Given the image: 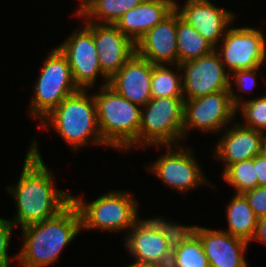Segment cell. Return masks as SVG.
Masks as SVG:
<instances>
[{
	"instance_id": "obj_1",
	"label": "cell",
	"mask_w": 266,
	"mask_h": 267,
	"mask_svg": "<svg viewBox=\"0 0 266 267\" xmlns=\"http://www.w3.org/2000/svg\"><path fill=\"white\" fill-rule=\"evenodd\" d=\"M53 181V173L44 164L34 138L26 153L19 181L7 187L16 201V215L9 219L15 226L20 225L22 229L55 217L72 202V193L56 189Z\"/></svg>"
},
{
	"instance_id": "obj_2",
	"label": "cell",
	"mask_w": 266,
	"mask_h": 267,
	"mask_svg": "<svg viewBox=\"0 0 266 267\" xmlns=\"http://www.w3.org/2000/svg\"><path fill=\"white\" fill-rule=\"evenodd\" d=\"M80 230V215L71 202L55 217L22 228V247L13 258L21 267H47Z\"/></svg>"
},
{
	"instance_id": "obj_3",
	"label": "cell",
	"mask_w": 266,
	"mask_h": 267,
	"mask_svg": "<svg viewBox=\"0 0 266 267\" xmlns=\"http://www.w3.org/2000/svg\"><path fill=\"white\" fill-rule=\"evenodd\" d=\"M88 93V89H79L66 97L40 121L39 129L53 128L74 151L89 143L105 146L98 126L96 102Z\"/></svg>"
},
{
	"instance_id": "obj_4",
	"label": "cell",
	"mask_w": 266,
	"mask_h": 267,
	"mask_svg": "<svg viewBox=\"0 0 266 267\" xmlns=\"http://www.w3.org/2000/svg\"><path fill=\"white\" fill-rule=\"evenodd\" d=\"M94 93L101 137L110 148L128 151L139 146L141 108L118 94L111 86Z\"/></svg>"
},
{
	"instance_id": "obj_5",
	"label": "cell",
	"mask_w": 266,
	"mask_h": 267,
	"mask_svg": "<svg viewBox=\"0 0 266 267\" xmlns=\"http://www.w3.org/2000/svg\"><path fill=\"white\" fill-rule=\"evenodd\" d=\"M134 198L128 192L112 190L90 203L72 195V203L78 209L81 229L117 232L129 231L139 219V202Z\"/></svg>"
},
{
	"instance_id": "obj_6",
	"label": "cell",
	"mask_w": 266,
	"mask_h": 267,
	"mask_svg": "<svg viewBox=\"0 0 266 267\" xmlns=\"http://www.w3.org/2000/svg\"><path fill=\"white\" fill-rule=\"evenodd\" d=\"M184 98H152L141 108L139 148L176 146L183 139Z\"/></svg>"
},
{
	"instance_id": "obj_7",
	"label": "cell",
	"mask_w": 266,
	"mask_h": 267,
	"mask_svg": "<svg viewBox=\"0 0 266 267\" xmlns=\"http://www.w3.org/2000/svg\"><path fill=\"white\" fill-rule=\"evenodd\" d=\"M78 90L66 57L57 47L53 48L44 60L35 82L30 105L31 117L41 121L66 97Z\"/></svg>"
},
{
	"instance_id": "obj_8",
	"label": "cell",
	"mask_w": 266,
	"mask_h": 267,
	"mask_svg": "<svg viewBox=\"0 0 266 267\" xmlns=\"http://www.w3.org/2000/svg\"><path fill=\"white\" fill-rule=\"evenodd\" d=\"M57 48L66 57L73 81L79 89L94 87L98 75L105 80L101 86L109 84V78L100 68L92 22H85L82 28L78 26Z\"/></svg>"
},
{
	"instance_id": "obj_9",
	"label": "cell",
	"mask_w": 266,
	"mask_h": 267,
	"mask_svg": "<svg viewBox=\"0 0 266 267\" xmlns=\"http://www.w3.org/2000/svg\"><path fill=\"white\" fill-rule=\"evenodd\" d=\"M221 41L214 50L228 73L251 70L262 66L266 61V40L261 30L230 27Z\"/></svg>"
},
{
	"instance_id": "obj_10",
	"label": "cell",
	"mask_w": 266,
	"mask_h": 267,
	"mask_svg": "<svg viewBox=\"0 0 266 267\" xmlns=\"http://www.w3.org/2000/svg\"><path fill=\"white\" fill-rule=\"evenodd\" d=\"M237 115L230 90L219 91L206 96L184 100L183 139L188 130L223 133Z\"/></svg>"
},
{
	"instance_id": "obj_11",
	"label": "cell",
	"mask_w": 266,
	"mask_h": 267,
	"mask_svg": "<svg viewBox=\"0 0 266 267\" xmlns=\"http://www.w3.org/2000/svg\"><path fill=\"white\" fill-rule=\"evenodd\" d=\"M163 147H167L166 153L157 158L151 167H148V171L155 174L164 184L181 193L203 184L212 186L203 175L201 165L190 149L184 148L183 145H176V148L174 145Z\"/></svg>"
},
{
	"instance_id": "obj_12",
	"label": "cell",
	"mask_w": 266,
	"mask_h": 267,
	"mask_svg": "<svg viewBox=\"0 0 266 267\" xmlns=\"http://www.w3.org/2000/svg\"><path fill=\"white\" fill-rule=\"evenodd\" d=\"M182 73L183 98L190 100L219 91L230 90V73L225 69L218 53L179 64Z\"/></svg>"
},
{
	"instance_id": "obj_13",
	"label": "cell",
	"mask_w": 266,
	"mask_h": 267,
	"mask_svg": "<svg viewBox=\"0 0 266 267\" xmlns=\"http://www.w3.org/2000/svg\"><path fill=\"white\" fill-rule=\"evenodd\" d=\"M175 1V10L214 47L220 43L234 21V13L218 7L210 0H186L182 7Z\"/></svg>"
},
{
	"instance_id": "obj_14",
	"label": "cell",
	"mask_w": 266,
	"mask_h": 267,
	"mask_svg": "<svg viewBox=\"0 0 266 267\" xmlns=\"http://www.w3.org/2000/svg\"><path fill=\"white\" fill-rule=\"evenodd\" d=\"M93 37L100 68L109 79L136 53L135 43L114 24L93 23Z\"/></svg>"
},
{
	"instance_id": "obj_15",
	"label": "cell",
	"mask_w": 266,
	"mask_h": 267,
	"mask_svg": "<svg viewBox=\"0 0 266 267\" xmlns=\"http://www.w3.org/2000/svg\"><path fill=\"white\" fill-rule=\"evenodd\" d=\"M135 45L136 54L152 64H178L177 11L147 31Z\"/></svg>"
},
{
	"instance_id": "obj_16",
	"label": "cell",
	"mask_w": 266,
	"mask_h": 267,
	"mask_svg": "<svg viewBox=\"0 0 266 267\" xmlns=\"http://www.w3.org/2000/svg\"><path fill=\"white\" fill-rule=\"evenodd\" d=\"M129 231L124 245L135 260L170 265L172 251L152 219H138Z\"/></svg>"
},
{
	"instance_id": "obj_17",
	"label": "cell",
	"mask_w": 266,
	"mask_h": 267,
	"mask_svg": "<svg viewBox=\"0 0 266 267\" xmlns=\"http://www.w3.org/2000/svg\"><path fill=\"white\" fill-rule=\"evenodd\" d=\"M195 235L200 239L209 267H248L244 253L248 242L224 230L197 226Z\"/></svg>"
},
{
	"instance_id": "obj_18",
	"label": "cell",
	"mask_w": 266,
	"mask_h": 267,
	"mask_svg": "<svg viewBox=\"0 0 266 267\" xmlns=\"http://www.w3.org/2000/svg\"><path fill=\"white\" fill-rule=\"evenodd\" d=\"M153 65L136 53L109 79L118 94L141 107L151 99V77Z\"/></svg>"
},
{
	"instance_id": "obj_19",
	"label": "cell",
	"mask_w": 266,
	"mask_h": 267,
	"mask_svg": "<svg viewBox=\"0 0 266 267\" xmlns=\"http://www.w3.org/2000/svg\"><path fill=\"white\" fill-rule=\"evenodd\" d=\"M226 127L215 147L216 159L225 162L223 172L231 165L247 159H253L260 154L263 133L240 124L232 123Z\"/></svg>"
},
{
	"instance_id": "obj_20",
	"label": "cell",
	"mask_w": 266,
	"mask_h": 267,
	"mask_svg": "<svg viewBox=\"0 0 266 267\" xmlns=\"http://www.w3.org/2000/svg\"><path fill=\"white\" fill-rule=\"evenodd\" d=\"M176 0H143L139 5L124 13L114 24L135 44L158 23L175 10Z\"/></svg>"
},
{
	"instance_id": "obj_21",
	"label": "cell",
	"mask_w": 266,
	"mask_h": 267,
	"mask_svg": "<svg viewBox=\"0 0 266 267\" xmlns=\"http://www.w3.org/2000/svg\"><path fill=\"white\" fill-rule=\"evenodd\" d=\"M226 217L228 229L224 231L250 243L256 232L258 218L243 194H234L227 205Z\"/></svg>"
},
{
	"instance_id": "obj_22",
	"label": "cell",
	"mask_w": 266,
	"mask_h": 267,
	"mask_svg": "<svg viewBox=\"0 0 266 267\" xmlns=\"http://www.w3.org/2000/svg\"><path fill=\"white\" fill-rule=\"evenodd\" d=\"M143 0H88L76 15L84 22L115 24L118 19Z\"/></svg>"
},
{
	"instance_id": "obj_23",
	"label": "cell",
	"mask_w": 266,
	"mask_h": 267,
	"mask_svg": "<svg viewBox=\"0 0 266 267\" xmlns=\"http://www.w3.org/2000/svg\"><path fill=\"white\" fill-rule=\"evenodd\" d=\"M215 47L203 38L193 26L183 20L177 12L178 64L198 59L211 53Z\"/></svg>"
},
{
	"instance_id": "obj_24",
	"label": "cell",
	"mask_w": 266,
	"mask_h": 267,
	"mask_svg": "<svg viewBox=\"0 0 266 267\" xmlns=\"http://www.w3.org/2000/svg\"><path fill=\"white\" fill-rule=\"evenodd\" d=\"M172 71L166 64H154L151 77V97H183L182 73L179 64ZM179 71V72H178Z\"/></svg>"
},
{
	"instance_id": "obj_25",
	"label": "cell",
	"mask_w": 266,
	"mask_h": 267,
	"mask_svg": "<svg viewBox=\"0 0 266 267\" xmlns=\"http://www.w3.org/2000/svg\"><path fill=\"white\" fill-rule=\"evenodd\" d=\"M232 82H230V94L231 99L238 110L242 112L244 122L243 126L260 131L262 133L266 130V95L247 99L243 101V96L235 94L234 88H232Z\"/></svg>"
},
{
	"instance_id": "obj_26",
	"label": "cell",
	"mask_w": 266,
	"mask_h": 267,
	"mask_svg": "<svg viewBox=\"0 0 266 267\" xmlns=\"http://www.w3.org/2000/svg\"><path fill=\"white\" fill-rule=\"evenodd\" d=\"M222 175L224 181L236 189V194H244L258 186L253 159L231 164Z\"/></svg>"
},
{
	"instance_id": "obj_27",
	"label": "cell",
	"mask_w": 266,
	"mask_h": 267,
	"mask_svg": "<svg viewBox=\"0 0 266 267\" xmlns=\"http://www.w3.org/2000/svg\"><path fill=\"white\" fill-rule=\"evenodd\" d=\"M170 267H209L202 243L196 235L172 251Z\"/></svg>"
},
{
	"instance_id": "obj_28",
	"label": "cell",
	"mask_w": 266,
	"mask_h": 267,
	"mask_svg": "<svg viewBox=\"0 0 266 267\" xmlns=\"http://www.w3.org/2000/svg\"><path fill=\"white\" fill-rule=\"evenodd\" d=\"M151 219L160 229L171 251L177 249L181 244L187 243L196 233V225H181L174 221L169 222L159 217Z\"/></svg>"
},
{
	"instance_id": "obj_29",
	"label": "cell",
	"mask_w": 266,
	"mask_h": 267,
	"mask_svg": "<svg viewBox=\"0 0 266 267\" xmlns=\"http://www.w3.org/2000/svg\"><path fill=\"white\" fill-rule=\"evenodd\" d=\"M15 225L9 220L0 217V267H9L11 259L8 255L9 241Z\"/></svg>"
},
{
	"instance_id": "obj_30",
	"label": "cell",
	"mask_w": 266,
	"mask_h": 267,
	"mask_svg": "<svg viewBox=\"0 0 266 267\" xmlns=\"http://www.w3.org/2000/svg\"><path fill=\"white\" fill-rule=\"evenodd\" d=\"M243 195L258 219L266 217V186H257Z\"/></svg>"
},
{
	"instance_id": "obj_31",
	"label": "cell",
	"mask_w": 266,
	"mask_h": 267,
	"mask_svg": "<svg viewBox=\"0 0 266 267\" xmlns=\"http://www.w3.org/2000/svg\"><path fill=\"white\" fill-rule=\"evenodd\" d=\"M260 67L251 70L234 71L230 80H234L236 88L243 92H251L256 85L257 71Z\"/></svg>"
},
{
	"instance_id": "obj_32",
	"label": "cell",
	"mask_w": 266,
	"mask_h": 267,
	"mask_svg": "<svg viewBox=\"0 0 266 267\" xmlns=\"http://www.w3.org/2000/svg\"><path fill=\"white\" fill-rule=\"evenodd\" d=\"M253 163L256 168L258 186H266V158L259 154L253 158Z\"/></svg>"
},
{
	"instance_id": "obj_33",
	"label": "cell",
	"mask_w": 266,
	"mask_h": 267,
	"mask_svg": "<svg viewBox=\"0 0 266 267\" xmlns=\"http://www.w3.org/2000/svg\"><path fill=\"white\" fill-rule=\"evenodd\" d=\"M252 240L266 244V217L258 219L256 232Z\"/></svg>"
},
{
	"instance_id": "obj_34",
	"label": "cell",
	"mask_w": 266,
	"mask_h": 267,
	"mask_svg": "<svg viewBox=\"0 0 266 267\" xmlns=\"http://www.w3.org/2000/svg\"><path fill=\"white\" fill-rule=\"evenodd\" d=\"M125 267H170L169 264H160L156 262H142L138 260H134V263L130 265H126Z\"/></svg>"
},
{
	"instance_id": "obj_35",
	"label": "cell",
	"mask_w": 266,
	"mask_h": 267,
	"mask_svg": "<svg viewBox=\"0 0 266 267\" xmlns=\"http://www.w3.org/2000/svg\"><path fill=\"white\" fill-rule=\"evenodd\" d=\"M260 155L266 158V132L262 135Z\"/></svg>"
},
{
	"instance_id": "obj_36",
	"label": "cell",
	"mask_w": 266,
	"mask_h": 267,
	"mask_svg": "<svg viewBox=\"0 0 266 267\" xmlns=\"http://www.w3.org/2000/svg\"><path fill=\"white\" fill-rule=\"evenodd\" d=\"M88 0H80V7L77 9V11L87 2Z\"/></svg>"
}]
</instances>
